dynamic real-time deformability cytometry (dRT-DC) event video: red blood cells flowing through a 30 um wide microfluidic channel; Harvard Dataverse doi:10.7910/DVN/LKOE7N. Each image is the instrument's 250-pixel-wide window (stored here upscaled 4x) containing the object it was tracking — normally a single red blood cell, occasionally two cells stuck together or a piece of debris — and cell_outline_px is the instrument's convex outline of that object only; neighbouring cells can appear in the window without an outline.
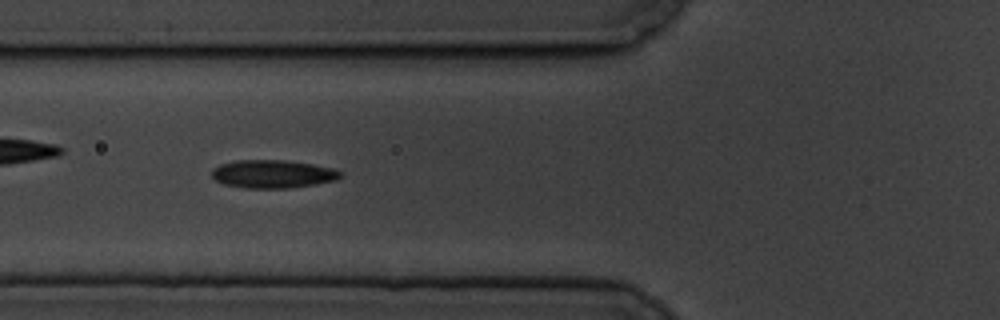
{"species": "common noctule bat (a hibernating species)", "species_latin": "Nyctalus noctula", "temperature_condition": "cold", "stored_images_in_passage": 7, "camera_frame_rate_fps": 3000, "um_per_image_px": 0.085, "animal": {"sex": "male", "body_mass_g": 19.5, "forearm_length_mm": 54.6}, "frame": {"image": 1, "passage_image": 6, "time_ms": 5.667, "image_size_px": [1000, 320], "cell_outline_px": [[344, 176], [336, 180], [316, 184], [288, 188], [244, 188], [224, 184], [216, 180], [212, 176], [212, 168], [220, 164], [236, 160], [284, 160], [312, 164], [336, 168], [344, 172]], "centroid_in_image_um": [23.24, 14.78], "position_along_channel_um": 102.6, "area_um2": 21.33}}